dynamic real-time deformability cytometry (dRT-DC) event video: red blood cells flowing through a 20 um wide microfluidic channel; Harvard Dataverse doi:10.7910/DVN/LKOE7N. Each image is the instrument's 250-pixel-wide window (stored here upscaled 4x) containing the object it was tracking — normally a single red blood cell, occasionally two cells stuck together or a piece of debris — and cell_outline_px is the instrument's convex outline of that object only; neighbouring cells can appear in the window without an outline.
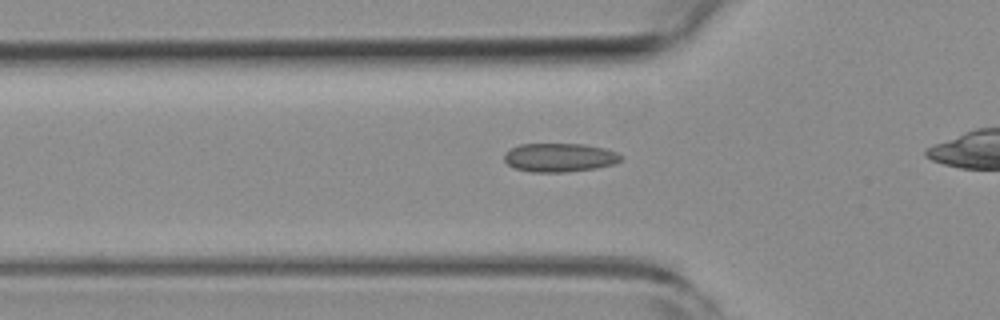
{"species": "common noctule bat (a hibernating species)", "species_latin": "Nyctalus noctula", "temperature_condition": "room temperature", "stored_images_in_passage": 35, "camera_frame_rate_fps": 3000, "um_per_image_px": 0.085, "animal": {"sex": "female", "body_mass_g": 19.3, "forearm_length_mm": 54.1}, "frame": {"image": 1, "passage_image": 10, "time_ms": 3.0, "image_size_px": [1000, 320], "cell_outline_px": [[624, 156], [616, 164], [596, 168], [564, 172], [532, 172], [512, 168], [504, 160], [504, 152], [520, 144], [584, 144], [604, 148], [616, 152]], "centroid_in_image_um": [47.56, 13.39], "position_along_channel_um": 78.2, "area_um2": 19.65}}
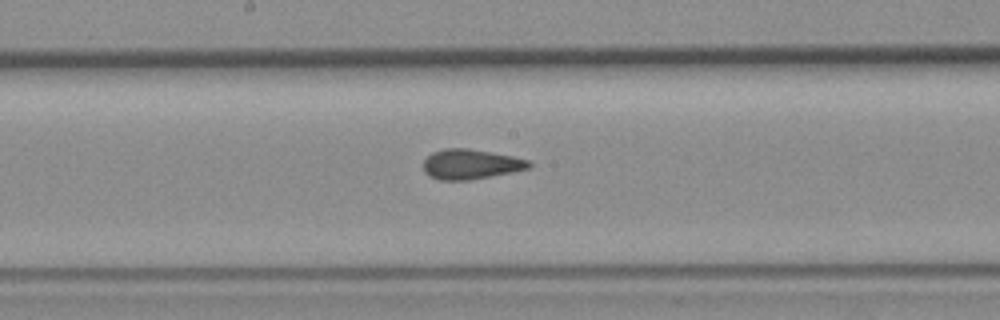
{"frame": {"image": 2, "passage_image": 20, "time_ms": 6.333, "image_size_px": [1000, 320], "cell_outline_px": [[532, 168], [472, 180], [440, 180], [428, 176], [424, 172], [424, 160], [432, 152], [444, 148], [468, 148], [512, 156], [528, 160], [532, 164]], "centroid_in_image_um": [40.01, 13.96], "position_along_channel_um": 208.2, "area_um2": 18.55}}
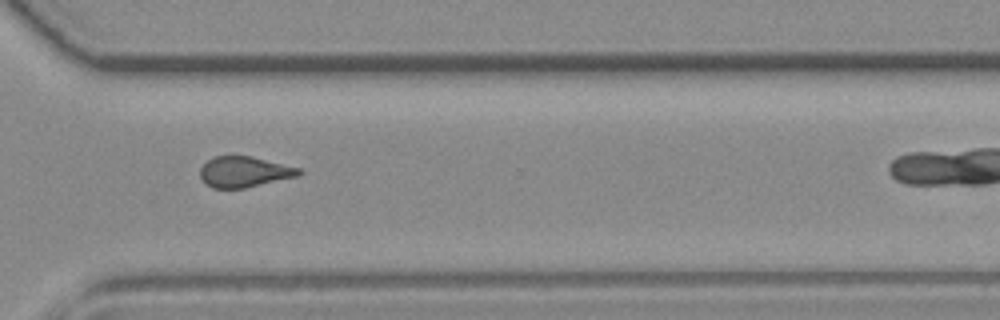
{"frame": {"image": 3, "passage_image": 31, "time_ms": 10.0, "image_size_px": [1000, 320], "cell_outline_px": [[304, 172], [300, 176], [244, 188], [212, 188], [200, 176], [200, 168], [208, 160], [216, 156], [252, 156], [300, 168]], "centroid_in_image_um": [20.81, 14.6], "position_along_channel_um": 349.8, "area_um2": 17.63}}